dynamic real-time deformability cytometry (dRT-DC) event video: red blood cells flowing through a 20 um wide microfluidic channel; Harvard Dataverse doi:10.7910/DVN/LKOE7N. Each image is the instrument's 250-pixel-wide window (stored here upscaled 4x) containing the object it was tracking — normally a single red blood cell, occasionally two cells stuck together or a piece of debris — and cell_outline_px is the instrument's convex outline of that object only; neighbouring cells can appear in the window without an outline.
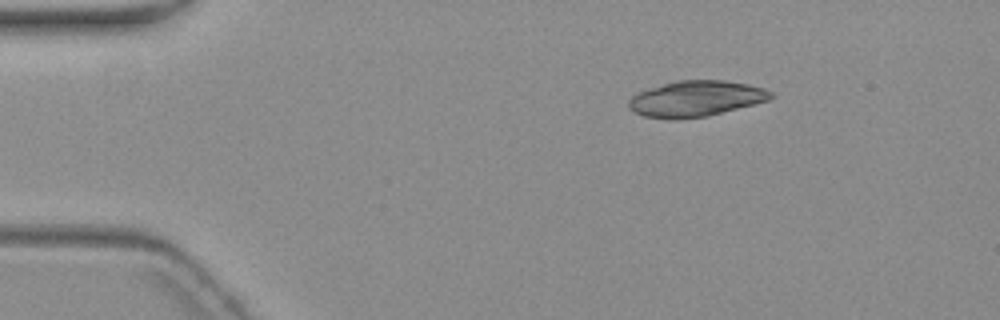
{"species": "common noctule bat (a hibernating species)", "species_latin": "Nyctalus noctula", "temperature_condition": "warm", "stored_images_in_passage": 3, "camera_frame_rate_fps": 3000, "um_per_image_px": 0.085, "animal": {"sex": "female", "body_mass_g": 19.3, "forearm_length_mm": 54.1}, "frame": {"image": 1, "passage_image": 1, "time_ms": 0.0, "image_size_px": [1000, 320], "cell_outline_px": [[776, 96], [768, 100], [708, 116], [676, 120], [672, 120], [644, 116], [628, 108], [628, 100], [632, 96], [640, 92], [676, 80], [724, 80], [748, 84], [764, 88], [772, 92]], "centroid_in_image_um": [59.16, 8.39], "position_along_channel_um": 25.8, "area_um2": 29.59}}